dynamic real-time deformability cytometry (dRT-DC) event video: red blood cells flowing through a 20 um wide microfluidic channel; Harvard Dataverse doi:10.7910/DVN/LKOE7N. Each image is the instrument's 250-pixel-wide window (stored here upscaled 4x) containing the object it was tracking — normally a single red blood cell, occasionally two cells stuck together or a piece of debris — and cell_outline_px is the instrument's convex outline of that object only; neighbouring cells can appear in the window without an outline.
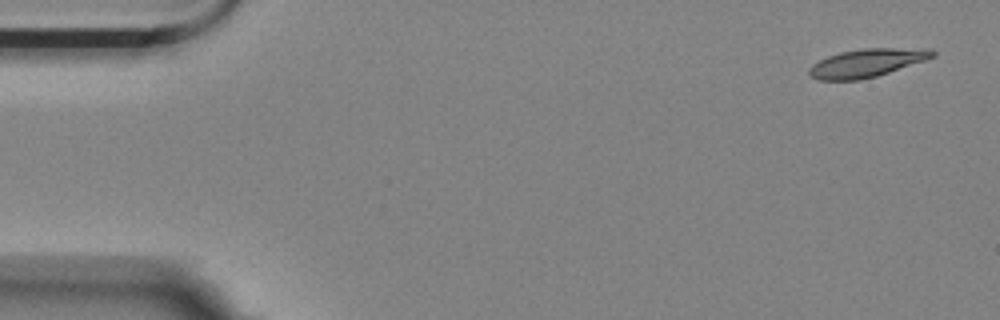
{"species": "Egyptian fruit bat (a non-hibernating species)", "species_latin": "Rousettus aegyptiacus", "temperature_condition": "room temperature", "stored_images_in_passage": 51, "camera_frame_rate_fps": 3000, "um_per_image_px": 0.085, "animal": {"sex": "female"}, "frame": {"image": 1, "passage_image": 1, "time_ms": 0.0, "image_size_px": [1000, 320], "cell_outline_px": [[936, 56], [876, 76], [860, 80], [816, 80], [808, 76], [808, 68], [812, 64], [828, 56], [840, 52], [864, 48], [932, 48], [936, 52]], "centroid_in_image_um": [73.65, 5.35], "position_along_channel_um": 11.3, "area_um2": 20.35}}
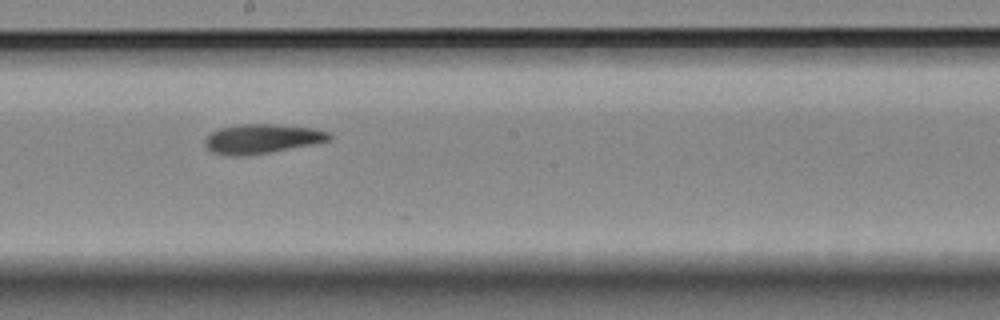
{"frame": {"image": 2, "passage_image": 29, "time_ms": 9.333, "image_size_px": [1000, 320], "cell_outline_px": [[332, 136], [328, 140], [312, 144], [248, 156], [228, 156], [212, 152], [204, 144], [204, 140], [212, 132], [220, 128], [240, 124], [276, 124], [312, 128], [328, 132]], "centroid_in_image_um": [22.22, 11.8], "position_along_channel_um": 226.0, "area_um2": 21.15}}
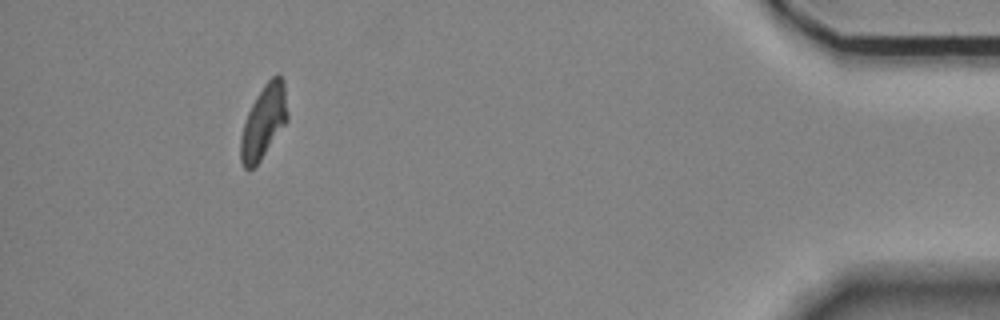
{"frame": {"image": 3, "passage_image": 50, "time_ms": 16.333, "image_size_px": [1000, 320], "cell_outline_px": [[288, 120], [260, 160], [252, 168], [244, 168], [240, 160], [240, 140], [244, 124], [248, 112], [252, 104], [264, 84], [276, 72], [280, 72], [284, 80], [288, 112]], "centroid_in_image_um": [22.44, 10.29], "position_along_channel_um": 412.8, "area_um2": 19.94}}